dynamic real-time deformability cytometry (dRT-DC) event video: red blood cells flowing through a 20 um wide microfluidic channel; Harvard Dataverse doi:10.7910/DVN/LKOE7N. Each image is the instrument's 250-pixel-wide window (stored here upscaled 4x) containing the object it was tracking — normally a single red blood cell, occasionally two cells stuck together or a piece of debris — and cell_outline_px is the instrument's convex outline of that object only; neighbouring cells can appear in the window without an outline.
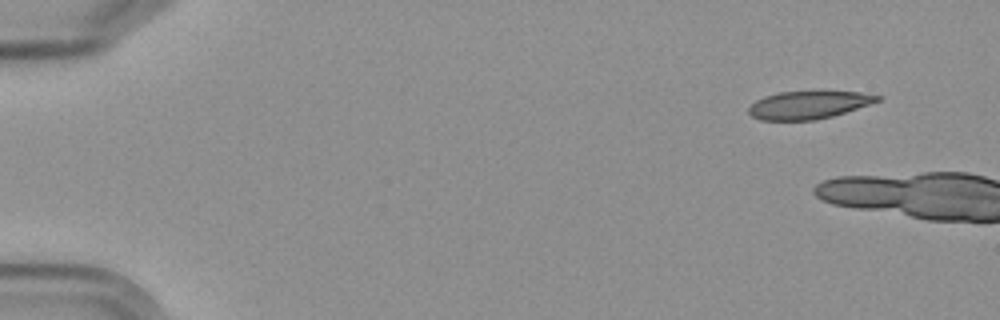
{"species": "Egyptian fruit bat (a non-hibernating species)", "species_latin": "Rousettus aegyptiacus", "temperature_condition": "cold", "stored_images_in_passage": 2, "camera_frame_rate_fps": 3000, "um_per_image_px": 0.085, "frame": {"image": 1, "passage_image": 1, "time_ms": 0.0, "image_size_px": [1000, 320], "cell_outline_px": [[880, 100], [832, 116], [812, 120], [760, 120], [752, 116], [748, 112], [748, 108], [756, 100], [764, 96], [780, 92], [860, 92], [880, 96]], "centroid_in_image_um": [68.66, 8.92], "position_along_channel_um": 16.3, "area_um2": 20.4}}